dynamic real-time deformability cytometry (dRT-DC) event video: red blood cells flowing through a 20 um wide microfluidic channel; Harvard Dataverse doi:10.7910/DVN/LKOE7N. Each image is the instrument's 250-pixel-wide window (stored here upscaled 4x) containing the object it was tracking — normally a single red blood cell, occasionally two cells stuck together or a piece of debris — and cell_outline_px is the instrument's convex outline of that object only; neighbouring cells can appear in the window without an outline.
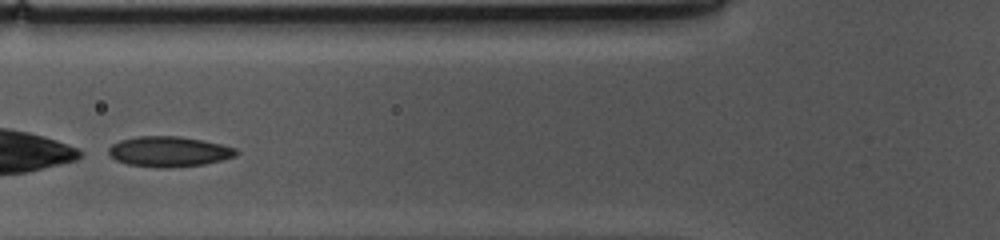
{"species": "common noctule bat (a hibernating species)", "species_latin": "Nyctalus noctula", "temperature_condition": "cold", "stored_images_in_passage": 28, "camera_frame_rate_fps": 3000, "um_per_image_px": 0.085, "animal": {"sex": "female", "body_mass_g": 10.0, "forearm_length_mm": 53.1}, "frame": {"image": 1, "passage_image": 9, "time_ms": 2.667, "image_size_px": [1000, 240], "cell_outline_px": [[240, 152], [236, 156], [204, 164], [172, 168], [156, 168], [128, 164], [116, 160], [108, 156], [108, 148], [112, 144], [120, 140], [136, 136], [180, 136], [220, 144], [236, 148]], "centroid_in_image_um": [14.33, 12.89], "position_along_channel_um": 111.5, "area_um2": 22.72}, "authors_computed_cell_mechanics": {"area_um2": 21.5305, "velocity_mm_per_s": 3.6411, "shape_relaxation_time_tau1_ms": 3.0048, "shape_relaxation_time_tau2_ms": 3.9704, "deformation_change_tau1": 0.0773, "deformation_change_tau2": 0.1025}}